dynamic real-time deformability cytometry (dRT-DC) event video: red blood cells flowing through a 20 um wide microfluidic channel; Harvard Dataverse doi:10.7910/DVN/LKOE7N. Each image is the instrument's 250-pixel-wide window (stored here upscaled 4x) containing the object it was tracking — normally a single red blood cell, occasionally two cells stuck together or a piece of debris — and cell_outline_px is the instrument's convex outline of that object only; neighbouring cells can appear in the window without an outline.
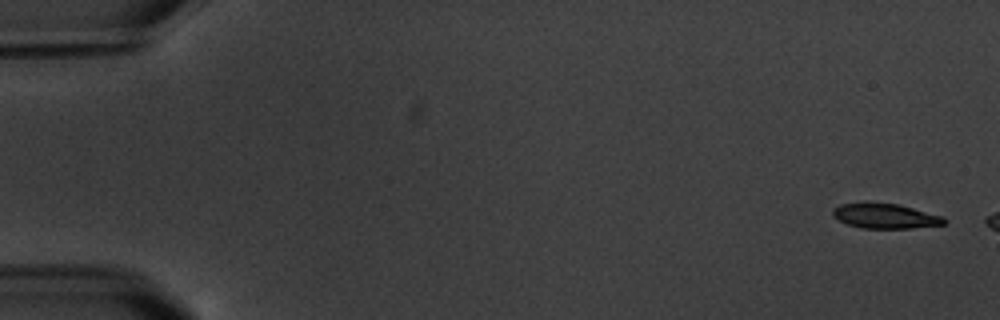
{"species": "common noctule bat (a hibernating species)", "species_latin": "Nyctalus noctula", "temperature_condition": "warm", "stored_images_in_passage": 2, "camera_frame_rate_fps": 3000, "um_per_image_px": 0.085, "animal": {"sex": "male", "body_mass_g": 20.1, "forearm_length_mm": 53.5}, "frame": {"image": 1, "passage_image": 1, "time_ms": 0.0, "image_size_px": [1000, 320], "cell_outline_px": [[948, 220], [944, 224], [912, 228], [860, 228], [848, 224], [832, 216], [832, 208], [840, 204], [900, 204], [944, 216]], "centroid_in_image_um": [75.29, 18.38], "position_along_channel_um": 9.7, "area_um2": 15.95}}